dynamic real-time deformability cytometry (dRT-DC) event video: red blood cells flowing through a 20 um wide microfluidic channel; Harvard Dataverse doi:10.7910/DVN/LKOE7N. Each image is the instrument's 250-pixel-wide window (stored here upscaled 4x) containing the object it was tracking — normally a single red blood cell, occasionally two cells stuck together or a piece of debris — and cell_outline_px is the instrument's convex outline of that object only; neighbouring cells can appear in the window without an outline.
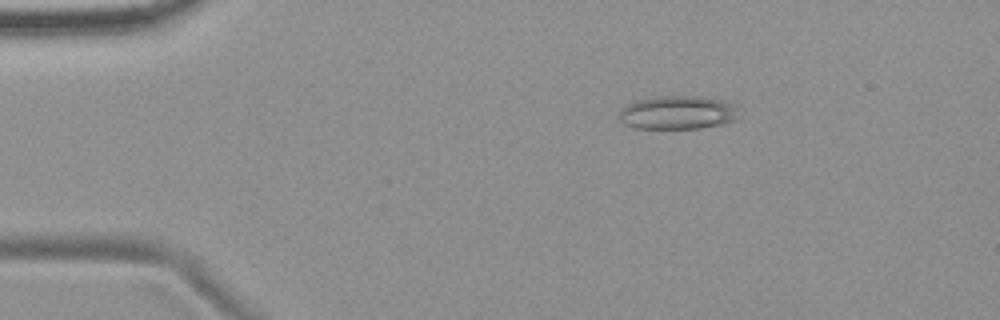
{"species": "common noctule bat (a hibernating species)", "species_latin": "Nyctalus noctula", "temperature_condition": "room temperature", "stored_images_in_passage": 5, "camera_frame_rate_fps": 3000, "um_per_image_px": 0.085, "animal": {"sex": "female", "body_mass_g": 19.9}, "frame": {"image": 1, "passage_image": 3, "time_ms": 2.667, "image_size_px": [1000, 320], "cell_outline_px": [[736, 120], [724, 124], [700, 128], [636, 128], [624, 124], [620, 120], [620, 108], [636, 100], [656, 96], [700, 96], [724, 100], [736, 104]], "centroid_in_image_um": [57.61, 9.56], "position_along_channel_um": 27.4, "area_um2": 23.52}}